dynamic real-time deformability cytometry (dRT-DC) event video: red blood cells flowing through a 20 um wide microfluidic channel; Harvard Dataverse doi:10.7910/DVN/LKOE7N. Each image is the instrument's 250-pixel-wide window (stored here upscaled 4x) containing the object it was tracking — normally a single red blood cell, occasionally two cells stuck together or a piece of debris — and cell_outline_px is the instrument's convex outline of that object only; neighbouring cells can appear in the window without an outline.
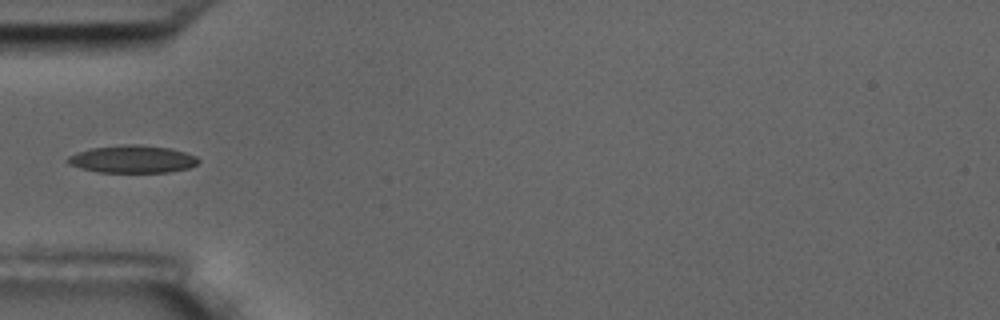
{"species": "common noctule bat (a hibernating species)", "species_latin": "Nyctalus noctula", "temperature_condition": "room temperature", "stored_images_in_passage": 3, "camera_frame_rate_fps": 3000, "um_per_image_px": 0.085, "animal": {"sex": "male", "body_mass_g": 17.5, "forearm_length_mm": 52.3}, "frame": {"image": 1, "passage_image": 3, "time_ms": 2.333, "image_size_px": [1000, 320], "cell_outline_px": [[200, 160], [196, 164], [188, 168], [168, 172], [96, 172], [80, 168], [68, 164], [64, 160], [68, 156], [76, 152], [92, 148], [124, 144], [140, 144], [168, 148], [184, 152], [196, 156]], "centroid_in_image_um": [11.2, 13.52], "position_along_channel_um": 73.8, "area_um2": 21.04}}